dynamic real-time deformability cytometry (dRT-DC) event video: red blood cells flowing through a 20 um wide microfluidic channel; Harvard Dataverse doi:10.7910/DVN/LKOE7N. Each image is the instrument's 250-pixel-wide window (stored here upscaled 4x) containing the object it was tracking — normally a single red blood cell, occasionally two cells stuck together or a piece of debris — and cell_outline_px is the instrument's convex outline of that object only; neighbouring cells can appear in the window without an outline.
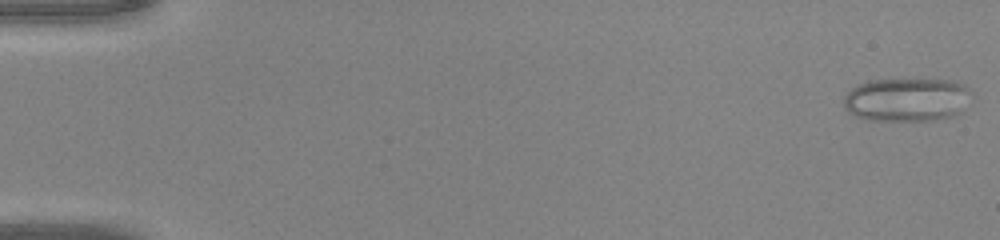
{"species": "common noctule bat (a hibernating species)", "species_latin": "Nyctalus noctula", "temperature_condition": "warm", "stored_images_in_passage": 46, "camera_frame_rate_fps": 3000, "um_per_image_px": 0.085, "animal": {"sex": "male", "body_mass_g": 20.0, "forearm_length_mm": 53.3}, "frame": {"image": 1, "passage_image": 1, "time_ms": 0.0, "image_size_px": [1000, 240], "cell_outline_px": [[972, 96], [960, 112], [956, 116], [936, 120], [868, 120], [856, 116], [848, 112], [844, 108], [844, 96], [856, 84], [868, 80], [956, 80], [964, 84], [972, 92]], "centroid_in_image_um": [77.1, 8.47], "position_along_channel_um": 7.9, "area_um2": 32.71}}
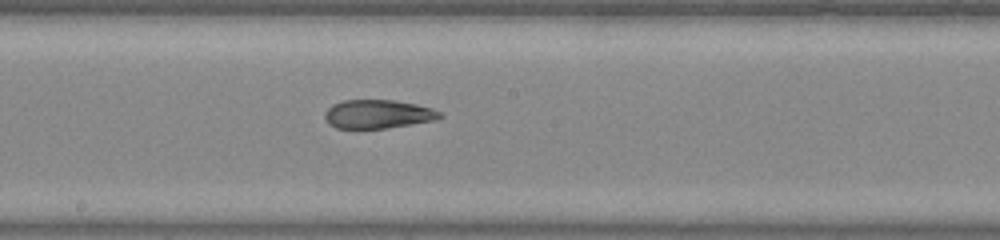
{"frame": {"image": 2, "passage_image": 26, "time_ms": 8.333, "image_size_px": [1000, 240], "cell_outline_px": [[444, 116], [436, 120], [388, 128], [336, 128], [328, 124], [324, 116], [324, 112], [332, 104], [344, 100], [396, 100], [416, 104], [432, 108], [440, 112]], "centroid_in_image_um": [32.12, 9.7], "position_along_channel_um": 216.1, "area_um2": 19.36}}
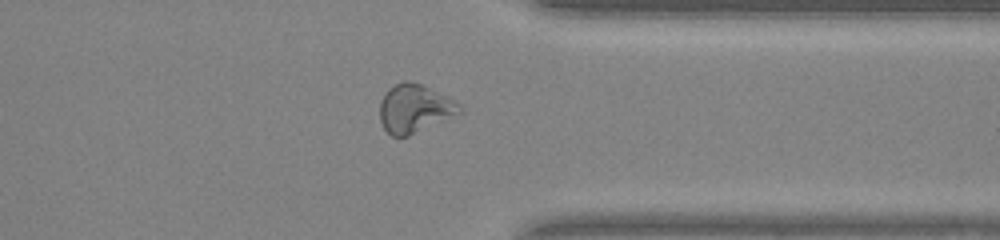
{"frame": {"image": 3, "passage_image": 37, "time_ms": 12.0, "image_size_px": [1000, 240], "cell_outline_px": [[464, 112], [408, 136], [392, 136], [384, 128], [380, 120], [380, 100], [388, 88], [404, 80], [408, 80], [420, 84], [448, 96], [460, 104], [464, 108]], "centroid_in_image_um": [35.26, 9.22], "position_along_channel_um": 376.1, "area_um2": 22.6}}